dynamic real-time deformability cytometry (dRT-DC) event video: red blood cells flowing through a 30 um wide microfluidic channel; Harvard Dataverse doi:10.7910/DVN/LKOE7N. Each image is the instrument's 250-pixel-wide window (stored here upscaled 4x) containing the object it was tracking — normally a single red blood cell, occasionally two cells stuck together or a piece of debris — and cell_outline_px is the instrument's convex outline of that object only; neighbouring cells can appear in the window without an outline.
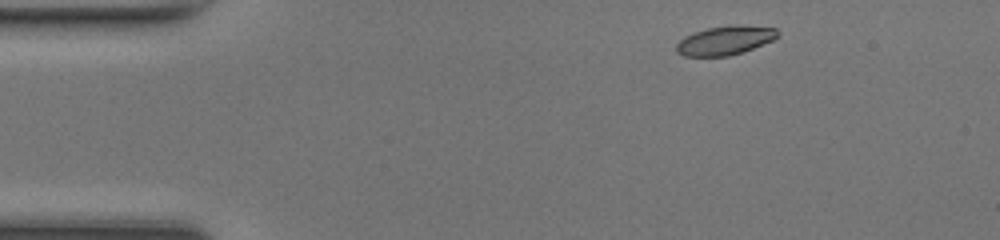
{"species": "common noctule bat (a hibernating species)", "species_latin": "Nyctalus noctula", "temperature_condition": "room temperature", "stored_images_in_passage": 42, "camera_frame_rate_fps": 3000, "um_per_image_px": 0.085, "animal": {"sex": "female", "body_mass_g": 17.0, "forearm_length_mm": 48.0}, "frame": {"image": 1, "passage_image": 1, "time_ms": 0.0, "image_size_px": [1000, 240], "cell_outline_px": [[780, 36], [772, 40], [752, 48], [728, 56], [684, 56], [676, 52], [676, 44], [684, 36], [692, 32], [708, 28], [728, 24], [740, 24], [776, 28], [780, 32]], "centroid_in_image_um": [61.62, 3.41], "position_along_channel_um": 23.4, "area_um2": 17.28}}
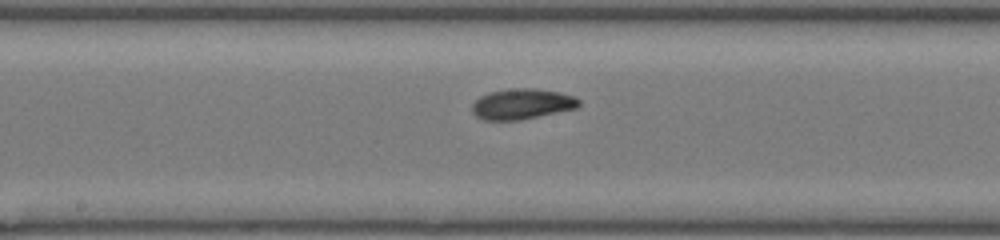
{"frame": {"image": 2, "passage_image": 19, "time_ms": 6.0, "image_size_px": [1000, 240], "cell_outline_px": [[580, 104], [576, 108], [520, 120], [484, 120], [476, 116], [472, 112], [472, 104], [480, 96], [492, 92], [516, 88], [536, 88], [560, 92], [576, 96], [580, 100]], "centroid_in_image_um": [44.39, 8.84], "position_along_channel_um": 203.8, "area_um2": 18.96}}
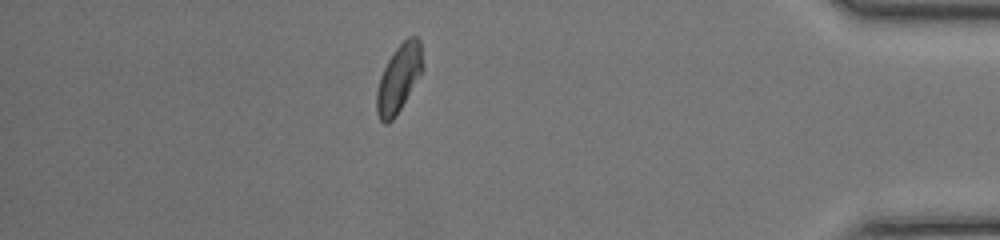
{"frame": {"image": 3, "passage_image": 36, "time_ms": 11.667, "image_size_px": [1000, 240], "cell_outline_px": [[424, 68], [396, 116], [388, 124], [384, 124], [380, 120], [376, 112], [376, 92], [380, 76], [388, 60], [396, 48], [408, 36], [416, 36], [420, 40]], "centroid_in_image_um": [33.89, 6.67], "position_along_channel_um": 401.3, "area_um2": 18.15}, "authors_computed_cell_mechanics": {"area_um2": 18.1492, "velocity_mm_per_s": 4.3023, "shape_relaxation_time_tau1_ms": 5.853, "shape_relaxation_time_tau2_ms": 1.8431, "deformation_change_tau1": 0.1562, "deformation_change_tau2": 0.061}}